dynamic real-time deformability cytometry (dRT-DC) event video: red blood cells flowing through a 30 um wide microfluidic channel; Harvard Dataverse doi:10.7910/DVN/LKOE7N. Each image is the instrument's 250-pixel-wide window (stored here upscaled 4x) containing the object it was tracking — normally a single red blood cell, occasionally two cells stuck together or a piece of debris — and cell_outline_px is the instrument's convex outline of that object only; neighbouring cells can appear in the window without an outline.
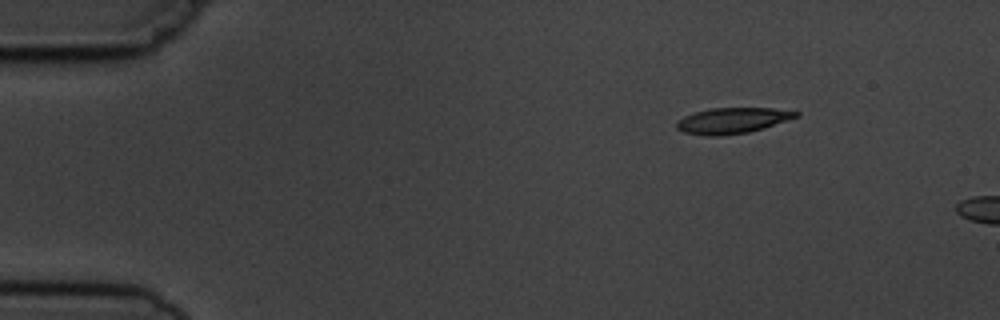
{"species": "common noctule bat (a hibernating species)", "species_latin": "Nyctalus noctula", "temperature_condition": "cold", "stored_images_in_passage": 3, "camera_frame_rate_fps": 3000, "um_per_image_px": 0.085, "animal": {"sex": "male", "body_mass_g": 19.5, "forearm_length_mm": 54.6}, "frame": {"image": 1, "passage_image": 1, "time_ms": 0.0, "image_size_px": [1000, 320], "cell_outline_px": [[800, 116], [764, 128], [748, 132], [716, 136], [708, 136], [684, 132], [676, 128], [676, 120], [684, 116], [696, 112], [712, 108], [772, 108], [800, 112]], "centroid_in_image_um": [62.25, 10.24], "position_along_channel_um": 22.7, "area_um2": 17.86}}